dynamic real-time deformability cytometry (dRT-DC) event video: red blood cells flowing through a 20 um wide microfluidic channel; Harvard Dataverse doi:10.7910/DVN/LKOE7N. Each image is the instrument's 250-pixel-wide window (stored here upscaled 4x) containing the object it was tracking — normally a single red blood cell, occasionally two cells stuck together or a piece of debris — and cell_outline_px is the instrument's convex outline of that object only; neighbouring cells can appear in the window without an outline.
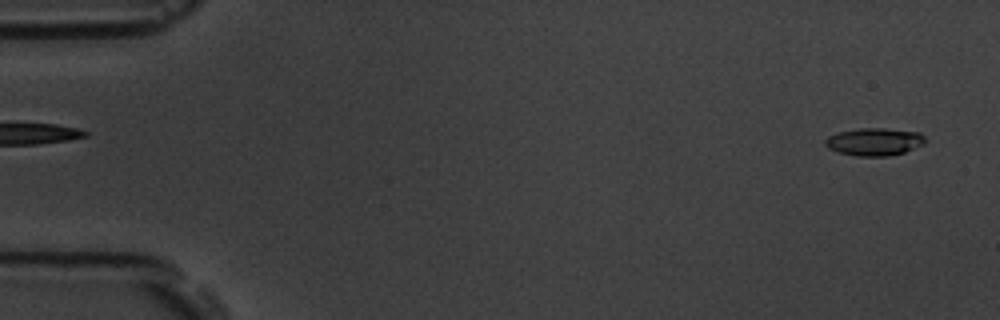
{"species": "common noctule bat (a hibernating species)", "species_latin": "Nyctalus noctula", "temperature_condition": "room temperature", "stored_images_in_passage": 54, "camera_frame_rate_fps": 3000, "um_per_image_px": 0.085, "animal": {"sex": "male", "body_mass_g": 19.5, "forearm_length_mm": 54.6}, "frame": {"image": 1, "passage_image": 2, "time_ms": 0.333, "image_size_px": [1000, 320], "cell_outline_px": [[928, 140], [924, 144], [904, 152], [888, 156], [856, 156], [840, 152], [828, 148], [824, 144], [824, 140], [828, 136], [840, 132], [860, 128], [884, 128], [920, 132]], "centroid_in_image_um": [74.35, 12.04], "position_along_channel_um": 10.7, "area_um2": 16.13}}
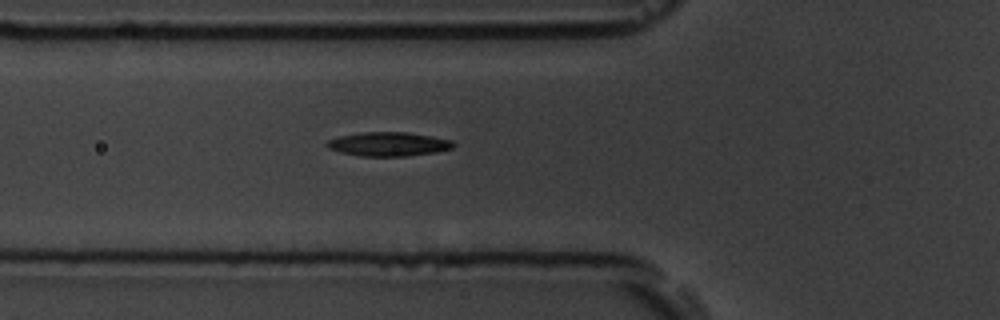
{"frame": {"image": 2, "passage_image": 19, "time_ms": 6.0, "image_size_px": [1000, 320], "cell_outline_px": [[456, 144], [452, 148], [436, 152], [408, 156], [360, 156], [340, 152], [328, 148], [324, 144], [328, 140], [340, 136], [360, 132], [408, 132], [432, 136], [452, 140]], "centroid_in_image_um": [33.02, 12.24], "position_along_channel_um": 92.8, "area_um2": 17.8}}
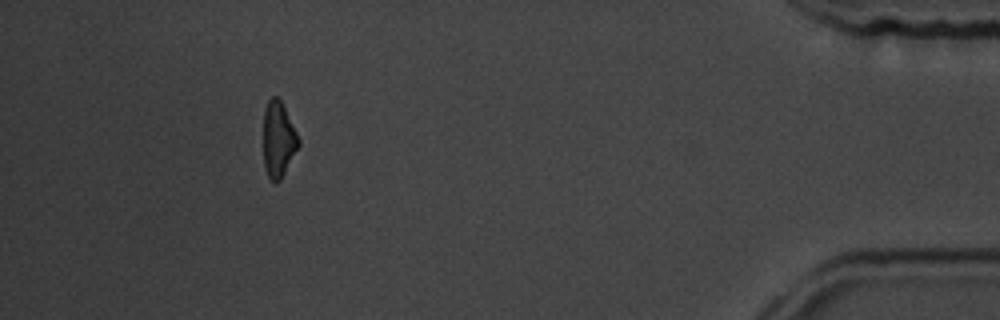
{"frame": {"image": 3, "passage_image": 49, "time_ms": 16.0, "image_size_px": [1000, 320], "cell_outline_px": [[300, 144], [280, 180], [276, 184], [268, 176], [264, 164], [264, 108], [268, 100], [272, 96], [276, 96], [280, 100], [300, 140]], "centroid_in_image_um": [23.65, 11.85], "position_along_channel_um": 411.6, "area_um2": 15.2}, "authors_computed_cell_mechanics": {"area_um2": 16.5597, "velocity_mm_per_s": 3.7899, "shape_relaxation_time_tau1_ms": 3.3661, "shape_relaxation_time_tau2_ms": 7.4651, "deformation_change_tau1": 0.1158, "deformation_change_tau2": 0.1776}}